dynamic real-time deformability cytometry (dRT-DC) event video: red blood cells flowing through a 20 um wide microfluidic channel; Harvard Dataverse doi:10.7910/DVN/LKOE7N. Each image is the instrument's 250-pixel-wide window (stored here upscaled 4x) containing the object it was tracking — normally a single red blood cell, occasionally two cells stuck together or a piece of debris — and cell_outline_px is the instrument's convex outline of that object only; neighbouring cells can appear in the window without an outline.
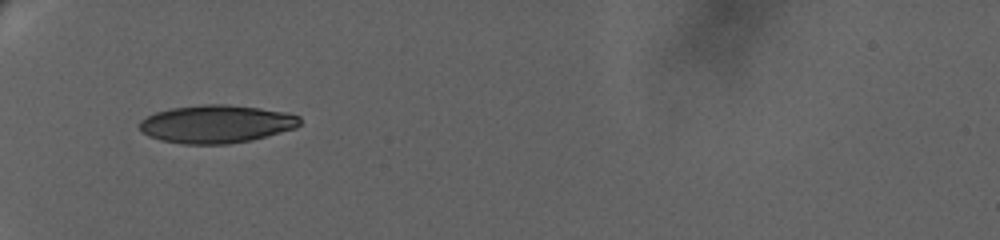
{"species": "human", "species_latin": "Homo sapiens", "temperature_condition": "warm", "stored_images_in_passage": 66, "camera_frame_rate_fps": 3000, "um_per_image_px": 0.085, "donor": {"sex": "female"}, "frame": {"image": 1, "passage_image": 1, "time_ms": 0.0, "image_size_px": [1000, 240], "cell_outline_px": [[300, 124], [296, 128], [252, 140], [228, 144], [184, 144], [160, 140], [148, 136], [140, 128], [140, 120], [156, 112], [172, 108], [204, 104], [224, 104], [260, 108], [284, 112], [300, 116]], "centroid_in_image_um": [18.4, 10.54], "position_along_channel_um": 66.6, "area_um2": 35.37}}
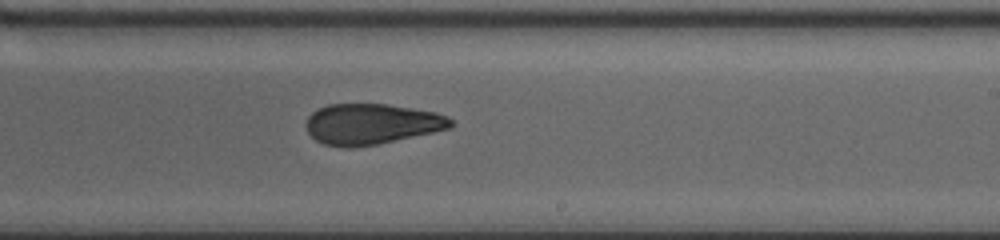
{"frame": {"image": 2, "passage_image": 32, "time_ms": 6.333, "image_size_px": [1000, 240], "cell_outline_px": [[456, 124], [452, 128], [376, 144], [352, 148], [348, 148], [324, 144], [316, 140], [308, 132], [304, 124], [308, 116], [312, 112], [328, 104], [388, 104], [436, 112], [448, 116]], "centroid_in_image_um": [31.59, 10.54], "position_along_channel_um": 257.4, "area_um2": 34.39}}
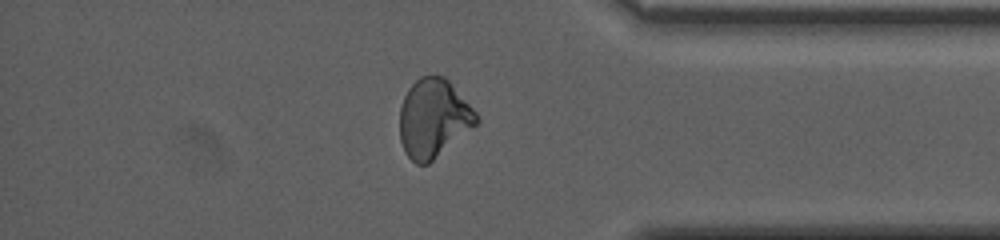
{"frame": {"image": 3, "passage_image": 55, "time_ms": 11.0, "image_size_px": [1000, 240], "cell_outline_px": [[480, 120], [476, 124], [428, 164], [416, 164], [408, 156], [400, 140], [400, 108], [404, 96], [408, 88], [420, 76], [444, 76], [448, 80], [480, 116]], "centroid_in_image_um": [36.84, 10.04], "position_along_channel_um": 398.4, "area_um2": 34.68}, "authors_computed_cell_mechanics": {"area_um2": 34.969, "velocity_mm_per_s": 3.23, "shape_relaxation_time_tau1_ms": null, "shape_relaxation_time_tau2_ms": 2.7065, "deformation_change_tau1": null, "deformation_change_tau2": 0.0836}}